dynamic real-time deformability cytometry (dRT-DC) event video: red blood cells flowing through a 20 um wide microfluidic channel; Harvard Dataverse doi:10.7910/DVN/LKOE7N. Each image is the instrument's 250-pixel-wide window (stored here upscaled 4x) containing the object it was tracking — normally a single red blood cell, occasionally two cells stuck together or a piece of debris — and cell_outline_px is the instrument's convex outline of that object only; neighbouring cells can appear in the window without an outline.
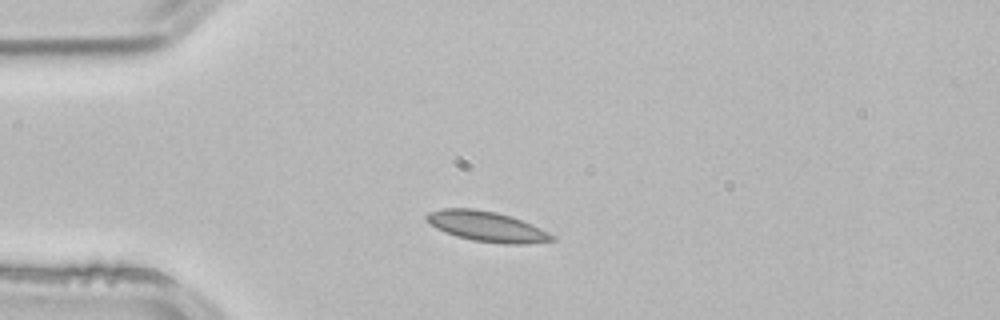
{"species": "common noctule bat (a hibernating species)", "species_latin": "Nyctalus noctula", "temperature_condition": "room temperature", "stored_images_in_passage": 2, "camera_frame_rate_fps": 3000, "um_per_image_px": 0.085, "animal": {"sex": "male", "body_mass_g": 21.5, "forearm_length_mm": 52.0}, "frame": {"image": 1, "passage_image": 1, "time_ms": 0.0, "image_size_px": [1000, 320], "cell_outline_px": [[556, 240], [528, 244], [504, 244], [472, 240], [456, 236], [444, 232], [436, 228], [424, 220], [424, 216], [428, 212], [440, 208], [472, 208], [496, 212], [512, 216], [532, 224], [556, 236]], "centroid_in_image_um": [41.36, 19.24], "position_along_channel_um": 43.6, "area_um2": 22.43}}